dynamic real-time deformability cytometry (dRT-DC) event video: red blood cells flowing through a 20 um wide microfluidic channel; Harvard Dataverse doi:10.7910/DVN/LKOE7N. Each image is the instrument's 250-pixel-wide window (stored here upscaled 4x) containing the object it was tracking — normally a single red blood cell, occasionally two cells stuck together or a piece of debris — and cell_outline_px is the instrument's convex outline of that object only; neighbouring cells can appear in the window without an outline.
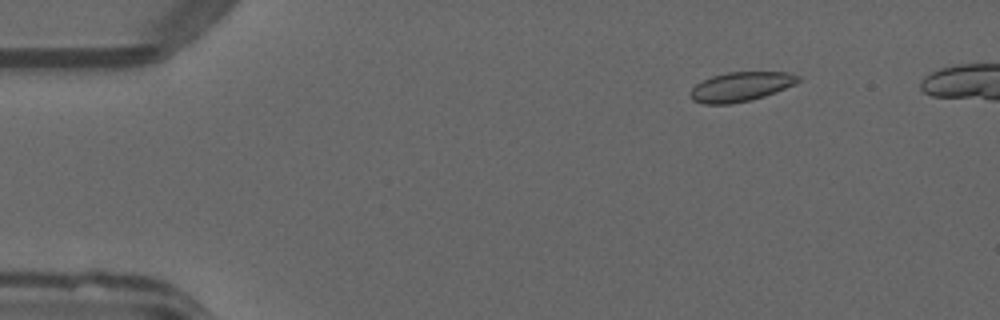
{"species": "common noctule bat (a hibernating species)", "species_latin": "Nyctalus noctula", "temperature_condition": "warm", "stored_images_in_passage": 47, "camera_frame_rate_fps": 3000, "um_per_image_px": 0.085, "animal": {"sex": "male", "forearm_length_mm": 52.5}, "frame": {"image": 1, "passage_image": 7, "time_ms": 2.0, "image_size_px": [1000, 320], "cell_outline_px": [[800, 80], [796, 84], [776, 92], [752, 100], [728, 104], [704, 104], [692, 100], [688, 96], [688, 92], [696, 84], [712, 76], [728, 72], [792, 72], [800, 76]], "centroid_in_image_um": [62.97, 7.37], "position_along_channel_um": 22.0, "area_um2": 18.67}}
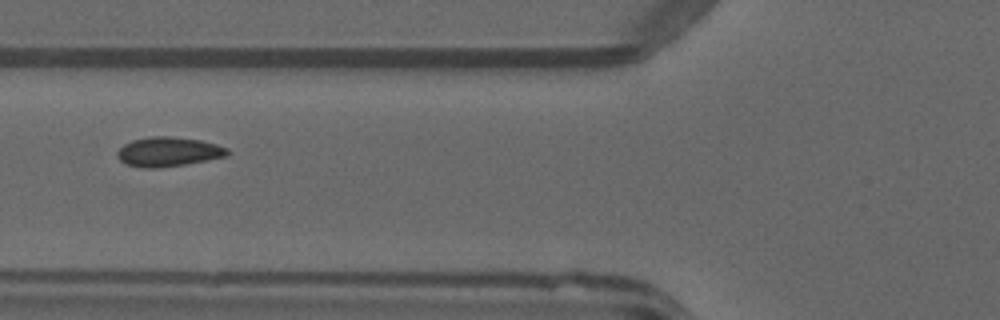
{"frame": {"image": 2, "passage_image": 20, "time_ms": 6.333, "image_size_px": [1000, 320], "cell_outline_px": [[232, 152], [228, 156], [184, 164], [160, 168], [144, 168], [128, 164], [120, 160], [116, 156], [116, 152], [124, 144], [132, 140], [148, 136], [172, 136], [200, 140], [216, 144], [228, 148]], "centroid_in_image_um": [14.32, 12.89], "position_along_channel_um": 111.5, "area_um2": 19.02}}
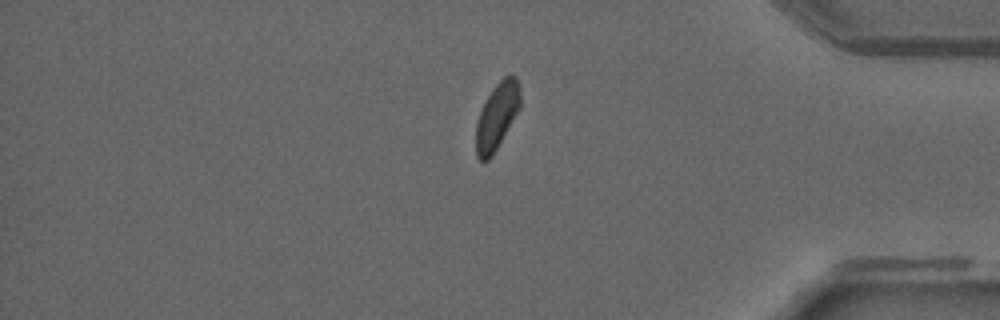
{"frame": {"image": 3, "passage_image": 43, "time_ms": 14.0, "image_size_px": [1000, 320], "cell_outline_px": [[520, 108], [492, 156], [488, 160], [480, 160], [476, 156], [476, 124], [480, 112], [492, 88], [508, 72], [512, 72], [516, 76], [520, 88]], "centroid_in_image_um": [42.26, 9.82], "position_along_channel_um": 392.9, "area_um2": 17.17}}